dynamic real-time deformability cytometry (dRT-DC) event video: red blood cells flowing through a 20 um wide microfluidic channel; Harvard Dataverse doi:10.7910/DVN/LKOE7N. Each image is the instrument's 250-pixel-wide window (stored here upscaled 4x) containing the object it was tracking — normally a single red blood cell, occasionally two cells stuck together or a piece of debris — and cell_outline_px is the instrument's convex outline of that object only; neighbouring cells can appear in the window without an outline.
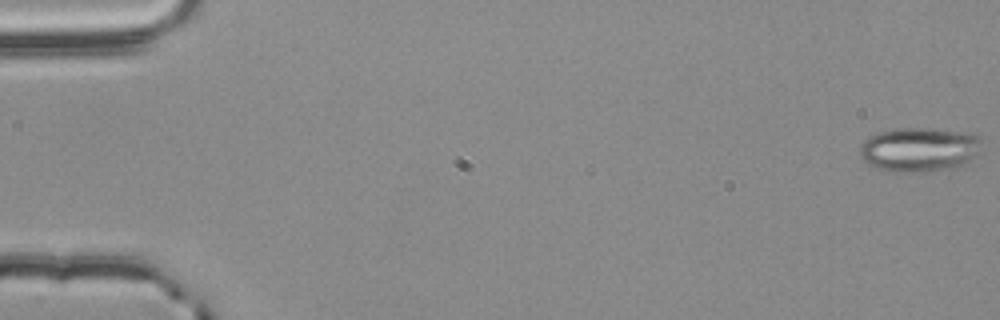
{"species": "common noctule bat (a hibernating species)", "species_latin": "Nyctalus noctula", "temperature_condition": "room temperature", "stored_images_in_passage": 56, "camera_frame_rate_fps": 3000, "um_per_image_px": 0.085, "animal": {"sex": "male", "body_mass_g": 20.4}, "frame": {"image": 1, "passage_image": 1, "time_ms": 0.0, "image_size_px": [1000, 320], "cell_outline_px": [[984, 152], [964, 168], [924, 172], [896, 172], [876, 168], [868, 164], [860, 156], [860, 144], [868, 136], [876, 132], [900, 128], [928, 128], [972, 132], [980, 136]], "centroid_in_image_um": [78.27, 12.72], "position_along_channel_um": 6.7, "area_um2": 32.95}}
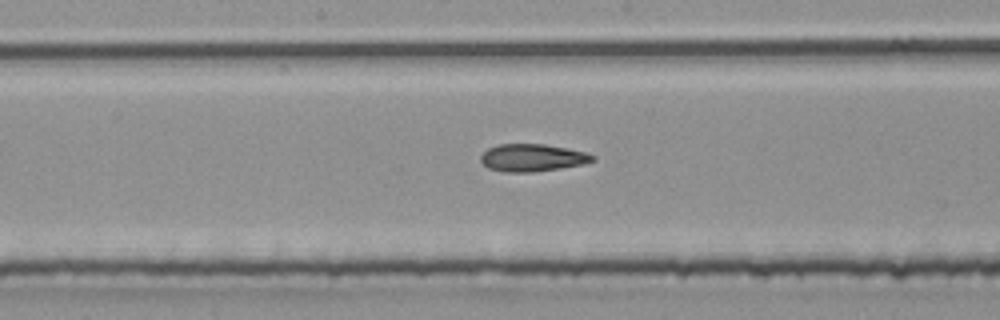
{"frame": {"image": 2, "passage_image": 30, "time_ms": 9.667, "image_size_px": [1000, 320], "cell_outline_px": [[596, 160], [584, 164], [560, 168], [532, 172], [508, 172], [488, 168], [480, 160], [480, 156], [488, 148], [500, 144], [544, 144], [584, 152], [596, 156]], "centroid_in_image_um": [45.25, 13.41], "position_along_channel_um": 202.9, "area_um2": 17.74}}
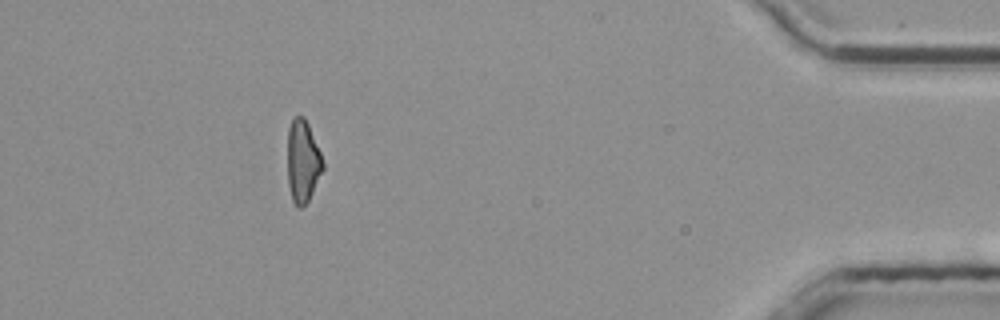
{"frame": {"image": 3, "passage_image": 51, "time_ms": 16.667, "image_size_px": [1000, 320], "cell_outline_px": [[324, 168], [308, 200], [300, 208], [296, 208], [292, 200], [288, 184], [288, 128], [292, 120], [296, 116], [304, 116], [308, 124], [320, 152], [324, 164]], "centroid_in_image_um": [25.73, 13.72], "position_along_channel_um": 409.5, "area_um2": 16.82}, "authors_computed_cell_mechanics": {"area_um2": 18.0336, "velocity_mm_per_s": 3.7942, "shape_relaxation_time_tau1_ms": null, "shape_relaxation_time_tau2_ms": 9.688, "deformation_change_tau1": null, "deformation_change_tau2": 0.2162}}